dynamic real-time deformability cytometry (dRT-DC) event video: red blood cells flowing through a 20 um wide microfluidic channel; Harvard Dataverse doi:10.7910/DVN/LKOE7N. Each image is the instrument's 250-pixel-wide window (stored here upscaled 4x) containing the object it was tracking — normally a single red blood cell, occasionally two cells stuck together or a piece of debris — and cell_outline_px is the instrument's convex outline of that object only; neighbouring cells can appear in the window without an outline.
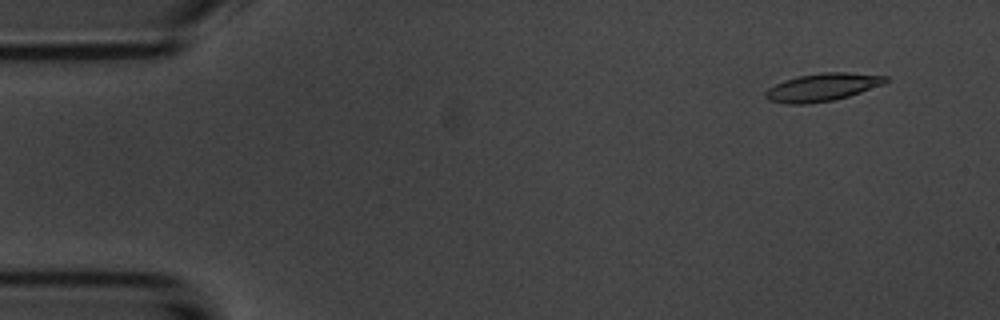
{"species": "common noctule bat (a hibernating species)", "species_latin": "Nyctalus noctula", "temperature_condition": "room temperature", "stored_images_in_passage": 4, "camera_frame_rate_fps": 3000, "um_per_image_px": 0.085, "animal": {"sex": "male", "body_mass_g": 20.1, "forearm_length_mm": 53.5}, "frame": {"image": 1, "passage_image": 1, "time_ms": 0.0, "image_size_px": [1000, 320], "cell_outline_px": [[888, 80], [884, 84], [848, 96], [832, 100], [804, 104], [792, 104], [768, 100], [764, 96], [764, 92], [768, 88], [784, 80], [800, 76], [820, 72], [848, 72], [888, 76]], "centroid_in_image_um": [69.9, 7.4], "position_along_channel_um": 15.1, "area_um2": 19.31}}
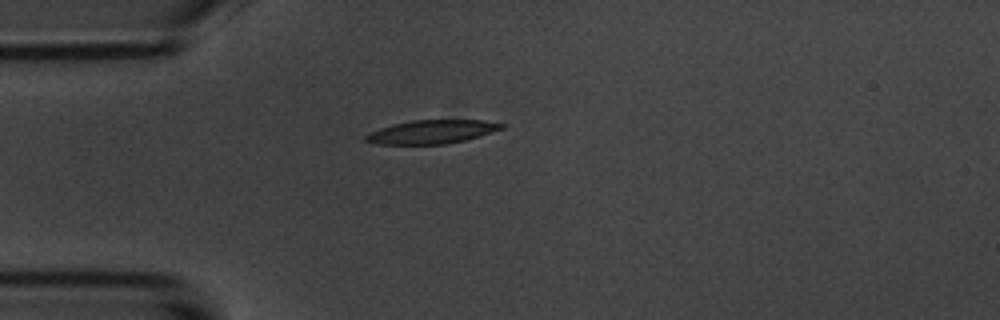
{"frame": {"image": 2, "passage_image": 3, "time_ms": 3.333, "image_size_px": [1000, 320], "cell_outline_px": [[504, 128], [480, 136], [448, 144], [376, 144], [364, 140], [364, 136], [380, 128], [412, 120], [480, 120], [504, 124]], "centroid_in_image_um": [36.71, 11.21], "position_along_channel_um": 48.3, "area_um2": 18.44}}